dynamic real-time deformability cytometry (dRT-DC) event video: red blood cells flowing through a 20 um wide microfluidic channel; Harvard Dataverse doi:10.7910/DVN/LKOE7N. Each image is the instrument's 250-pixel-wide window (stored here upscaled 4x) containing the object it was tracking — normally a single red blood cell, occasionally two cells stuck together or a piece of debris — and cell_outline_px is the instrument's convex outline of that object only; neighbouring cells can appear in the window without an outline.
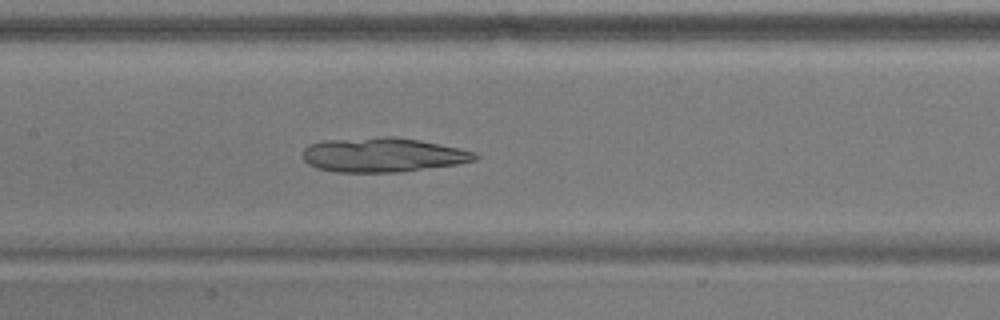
{"species": "common noctule bat (a hibernating species)", "species_latin": "Nyctalus noctula", "temperature_condition": "warm", "stored_images_in_passage": 53, "camera_frame_rate_fps": 3000, "um_per_image_px": 0.085, "animal": {"sex": "male", "body_mass_g": 17.9}, "frame": {"image": 1, "passage_image": 24, "time_ms": 7.667, "image_size_px": [1000, 320], "cell_outline_px": [[480, 156], [476, 160], [456, 164], [400, 172], [336, 172], [316, 168], [308, 164], [304, 160], [304, 148], [308, 144], [324, 140], [384, 136], [396, 136], [440, 144], [460, 148], [476, 152]], "centroid_in_image_um": [32.54, 13.16], "position_along_channel_um": 174.9, "area_um2": 34.68}}
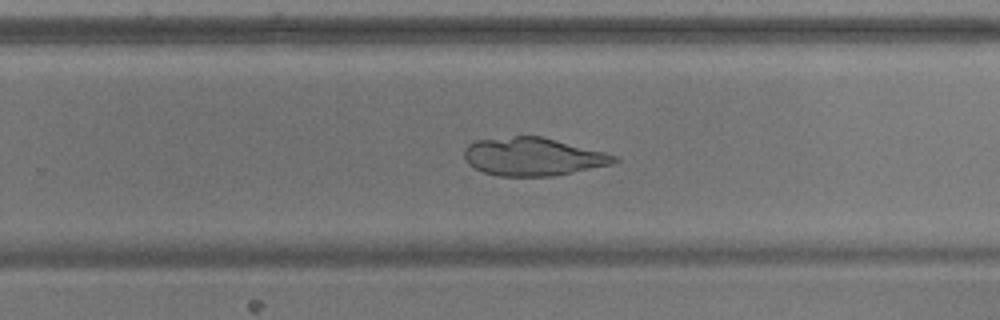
{"frame": {"image": 2, "passage_image": 33, "time_ms": 10.667, "image_size_px": [1000, 320], "cell_outline_px": [[620, 160], [612, 164], [552, 176], [496, 176], [484, 172], [468, 164], [464, 156], [464, 148], [468, 144], [476, 140], [516, 136], [540, 136], [604, 152], [616, 156]], "centroid_in_image_um": [45.27, 13.32], "position_along_channel_um": 284.5, "area_um2": 33.0}}